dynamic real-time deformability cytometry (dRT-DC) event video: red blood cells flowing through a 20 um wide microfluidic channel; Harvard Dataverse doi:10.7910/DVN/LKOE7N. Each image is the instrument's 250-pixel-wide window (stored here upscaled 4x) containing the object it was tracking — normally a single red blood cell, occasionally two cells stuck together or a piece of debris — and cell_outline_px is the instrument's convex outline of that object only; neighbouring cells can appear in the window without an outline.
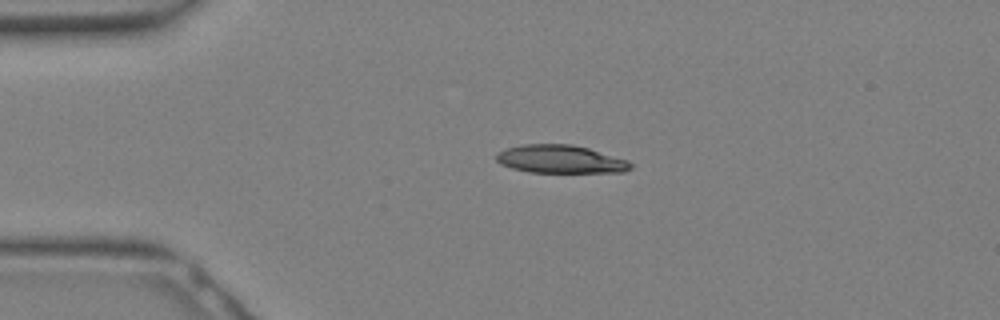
{"species": "Egyptian fruit bat (a non-hibernating species)", "species_latin": "Rousettus aegyptiacus", "temperature_condition": "warm", "stored_images_in_passage": 27, "camera_frame_rate_fps": 3000, "um_per_image_px": 0.085, "animal": {"sex": "female"}, "frame": {"image": 1, "passage_image": 6, "time_ms": 1.667, "image_size_px": [1000, 320], "cell_outline_px": [[632, 168], [624, 172], [532, 172], [512, 168], [500, 164], [496, 160], [496, 152], [504, 148], [524, 144], [572, 144], [588, 148], [628, 160], [632, 164]], "centroid_in_image_um": [47.61, 13.52], "position_along_channel_um": 37.4, "area_um2": 22.02}}
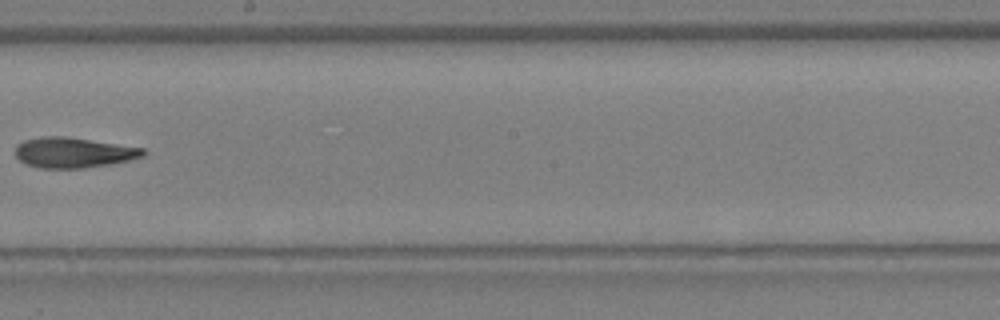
{"frame": {"image": 2, "passage_image": 17, "time_ms": 5.333, "image_size_px": [1000, 320], "cell_outline_px": [[148, 152], [144, 156], [112, 164], [84, 168], [40, 168], [28, 164], [20, 160], [16, 156], [16, 144], [24, 140], [40, 136], [68, 136], [144, 148]], "centroid_in_image_um": [6.26, 12.96], "position_along_channel_um": 241.9, "area_um2": 22.77}}
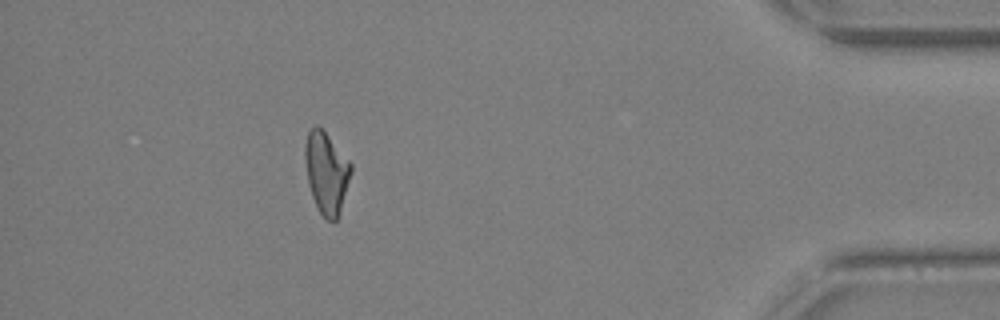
{"frame": {"image": 3, "passage_image": 27, "time_ms": 8.667, "image_size_px": [1000, 320], "cell_outline_px": [[352, 172], [340, 212], [336, 220], [328, 220], [320, 212], [312, 196], [308, 184], [304, 160], [304, 144], [308, 132], [316, 124], [328, 136], [352, 164]], "centroid_in_image_um": [27.73, 14.67], "position_along_channel_um": 407.5, "area_um2": 21.68}}